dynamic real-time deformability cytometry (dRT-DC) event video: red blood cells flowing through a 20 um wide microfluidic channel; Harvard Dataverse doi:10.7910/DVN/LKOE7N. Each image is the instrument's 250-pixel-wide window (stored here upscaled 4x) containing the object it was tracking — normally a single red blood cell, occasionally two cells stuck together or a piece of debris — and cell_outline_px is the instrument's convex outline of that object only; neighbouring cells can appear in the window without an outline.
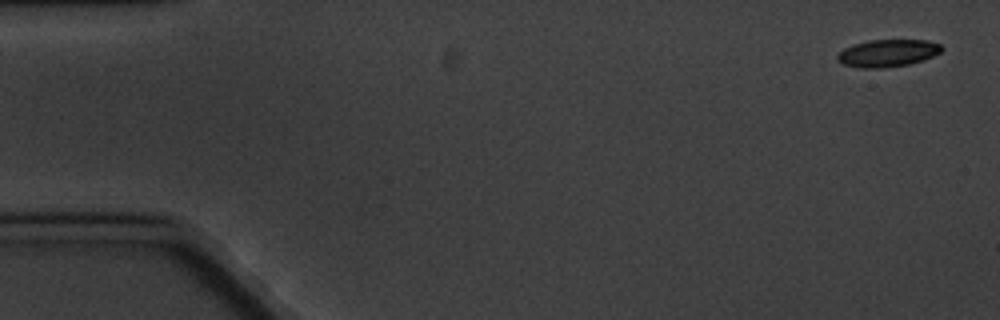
{"species": "common noctule bat (a hibernating species)", "species_latin": "Nyctalus noctula", "temperature_condition": "cold", "stored_images_in_passage": 10, "camera_frame_rate_fps": 3000, "um_per_image_px": 0.085, "animal": {"sex": "male", "body_mass_g": 20.1, "forearm_length_mm": 53.5}, "frame": {"image": 1, "passage_image": 1, "time_ms": 0.0, "image_size_px": [1000, 320], "cell_outline_px": [[944, 48], [940, 52], [924, 60], [908, 64], [884, 68], [860, 68], [844, 64], [836, 60], [836, 56], [844, 48], [868, 40], [928, 40], [940, 44]], "centroid_in_image_um": [75.46, 4.51], "position_along_channel_um": 9.5, "area_um2": 16.59}}
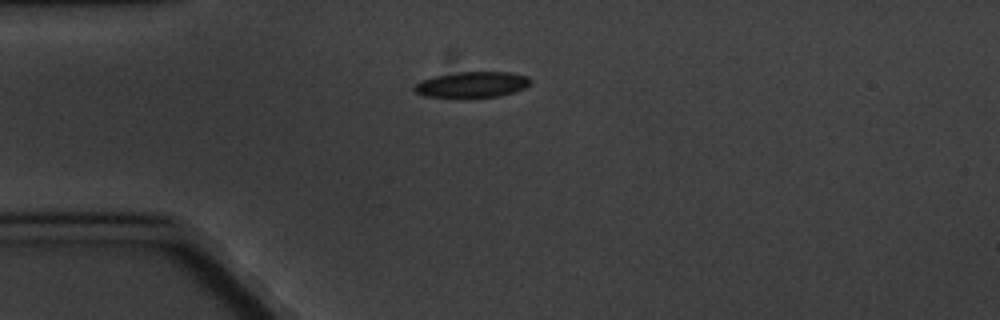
{"frame": {"image": 2, "passage_image": 4, "time_ms": 4.333, "image_size_px": [1000, 320], "cell_outline_px": [[532, 80], [524, 88], [500, 96], [424, 96], [416, 92], [412, 88], [420, 80], [436, 76], [460, 72], [508, 72], [528, 76]], "centroid_in_image_um": [40.13, 7.17], "position_along_channel_um": 44.9, "area_um2": 16.94}}
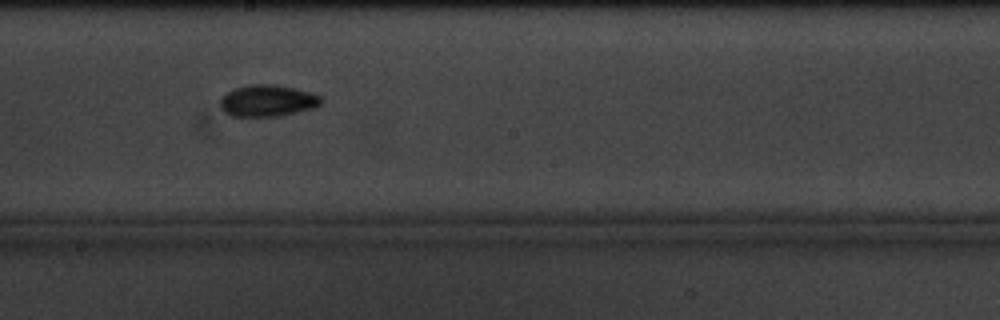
{"frame": {"image": 3, "passage_image": 9, "time_ms": 10.333, "image_size_px": [1000, 320], "cell_outline_px": [[324, 100], [316, 108], [276, 116], [232, 116], [224, 112], [220, 104], [220, 100], [228, 92], [236, 88], [248, 84], [272, 84], [296, 88], [312, 92], [324, 96]], "centroid_in_image_um": [22.81, 8.55], "position_along_channel_um": 225.4, "area_um2": 18.73}}